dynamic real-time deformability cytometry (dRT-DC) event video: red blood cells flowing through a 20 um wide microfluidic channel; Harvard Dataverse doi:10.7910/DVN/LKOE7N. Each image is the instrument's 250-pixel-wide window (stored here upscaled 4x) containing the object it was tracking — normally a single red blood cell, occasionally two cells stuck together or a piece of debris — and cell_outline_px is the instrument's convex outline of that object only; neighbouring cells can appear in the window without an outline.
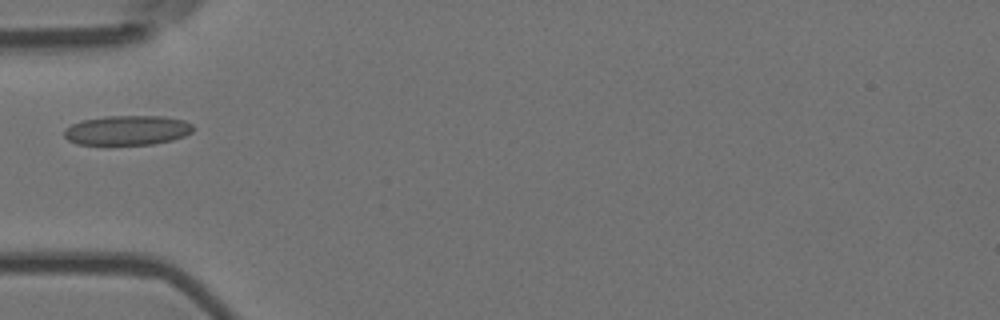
{"species": "Egyptian fruit bat (a non-hibernating species)", "species_latin": "Rousettus aegyptiacus", "temperature_condition": "room temperature", "stored_images_in_passage": 6, "camera_frame_rate_fps": 3000, "um_per_image_px": 0.085, "animal": {"sex": "female"}, "frame": {"image": 1, "passage_image": 5, "time_ms": 1.333, "image_size_px": [1000, 320], "cell_outline_px": [[196, 128], [192, 132], [184, 136], [172, 140], [152, 144], [112, 148], [76, 144], [68, 140], [64, 136], [64, 128], [72, 124], [84, 120], [104, 116], [164, 116], [184, 120], [192, 124]], "centroid_in_image_um": [10.78, 11.13], "position_along_channel_um": 74.2, "area_um2": 23.41}}
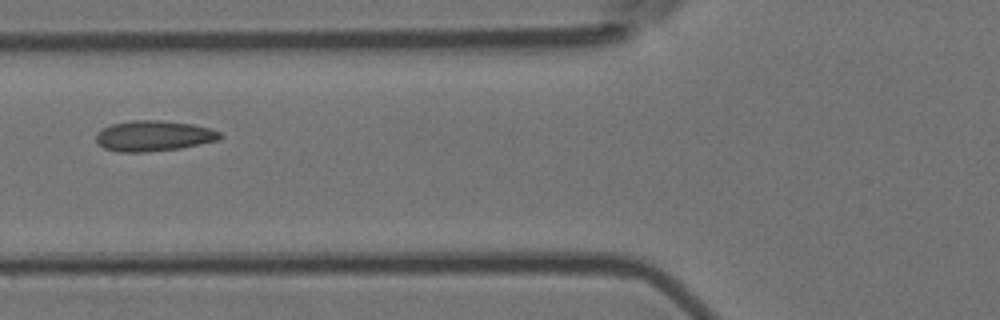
{"frame": {"image": 2, "passage_image": 6, "time_ms": 1.667, "image_size_px": [1000, 320], "cell_outline_px": [[220, 136], [216, 140], [200, 144], [180, 148], [148, 152], [116, 152], [104, 148], [96, 140], [96, 132], [112, 124], [132, 120], [160, 120], [192, 124], [208, 128], [220, 132]], "centroid_in_image_um": [13.01, 11.55], "position_along_channel_um": 112.8, "area_um2": 21.91}}